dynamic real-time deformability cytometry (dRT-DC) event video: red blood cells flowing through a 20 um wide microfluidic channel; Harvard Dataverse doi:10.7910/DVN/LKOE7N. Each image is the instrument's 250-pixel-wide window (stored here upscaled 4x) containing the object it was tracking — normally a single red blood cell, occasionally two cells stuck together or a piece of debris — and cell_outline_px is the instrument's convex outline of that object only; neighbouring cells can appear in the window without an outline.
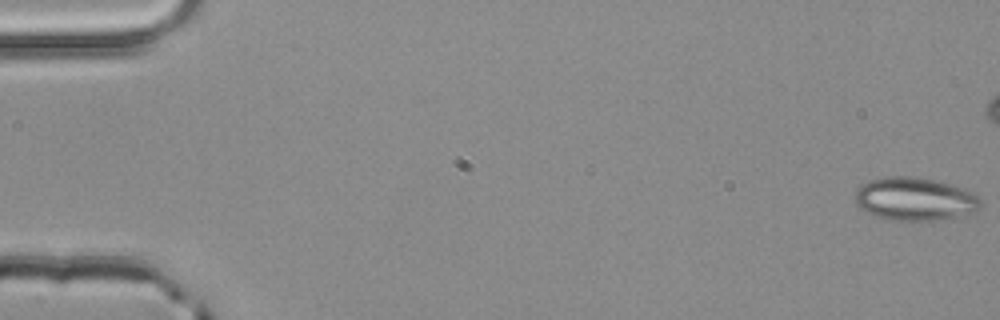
{"species": "common noctule bat (a hibernating species)", "species_latin": "Nyctalus noctula", "temperature_condition": "room temperature", "stored_images_in_passage": 46, "camera_frame_rate_fps": 3000, "um_per_image_px": 0.085, "animal": {"sex": "male", "body_mass_g": 20.4}, "frame": {"image": 1, "passage_image": 1, "time_ms": 0.0, "image_size_px": [1000, 320], "cell_outline_px": [[984, 204], [976, 212], [936, 220], [884, 220], [860, 208], [856, 204], [856, 188], [860, 184], [868, 180], [884, 176], [916, 176], [936, 180], [964, 188], [980, 196], [984, 200]], "centroid_in_image_um": [77.79, 16.9], "position_along_channel_um": 7.2, "area_um2": 32.14}}
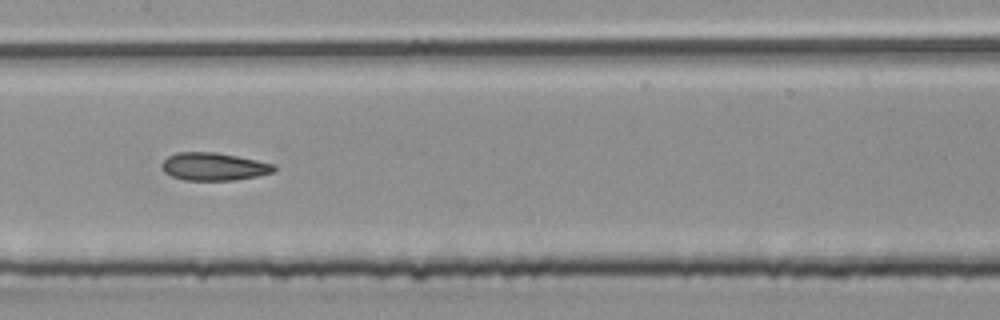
{"frame": {"image": 2, "passage_image": 27, "time_ms": 8.667, "image_size_px": [1000, 320], "cell_outline_px": [[276, 172], [236, 180], [184, 180], [172, 176], [164, 172], [160, 164], [168, 156], [176, 152], [216, 152], [276, 164]], "centroid_in_image_um": [18.18, 14.16], "position_along_channel_um": 189.2, "area_um2": 18.26}}
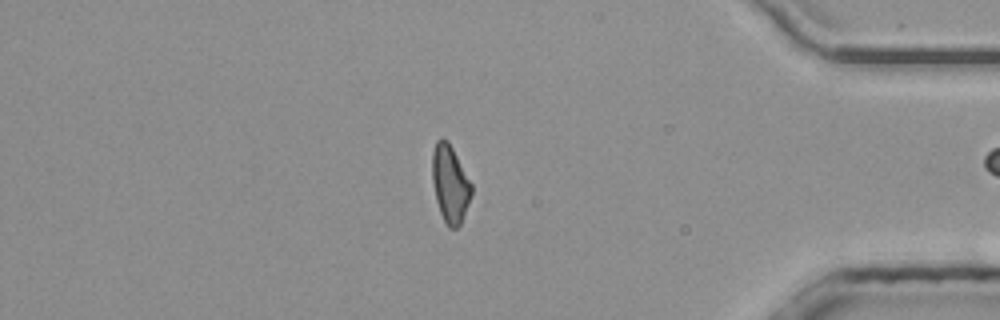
{"frame": {"image": 3, "passage_image": 45, "time_ms": 14.667, "image_size_px": [1000, 320], "cell_outline_px": [[472, 192], [460, 224], [456, 228], [448, 228], [440, 212], [436, 200], [432, 180], [432, 152], [436, 140], [440, 136], [448, 140], [472, 184]], "centroid_in_image_um": [38.23, 15.58], "position_along_channel_um": 397.0, "area_um2": 17.63}}